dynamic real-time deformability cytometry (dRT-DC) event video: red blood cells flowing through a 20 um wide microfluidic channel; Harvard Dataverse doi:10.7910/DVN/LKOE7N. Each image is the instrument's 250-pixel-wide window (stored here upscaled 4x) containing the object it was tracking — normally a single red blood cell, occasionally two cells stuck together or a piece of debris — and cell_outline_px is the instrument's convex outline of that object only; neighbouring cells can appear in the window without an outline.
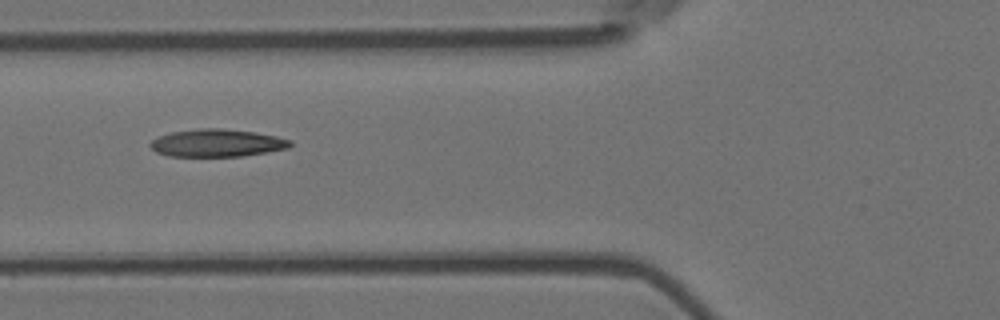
{"species": "Egyptian fruit bat (a non-hibernating species)", "species_latin": "Rousettus aegyptiacus", "temperature_condition": "room temperature", "stored_images_in_passage": 2, "camera_frame_rate_fps": 3000, "um_per_image_px": 0.085, "animal": {"sex": "female"}, "frame": {"image": 1, "passage_image": 2, "time_ms": 0.333, "image_size_px": [1000, 320], "cell_outline_px": [[292, 144], [288, 148], [240, 156], [168, 156], [156, 152], [148, 144], [152, 140], [160, 136], [172, 132], [200, 128], [220, 128], [256, 132], [276, 136], [292, 140]], "centroid_in_image_um": [18.44, 12.15], "position_along_channel_um": 107.4, "area_um2": 22.37}}